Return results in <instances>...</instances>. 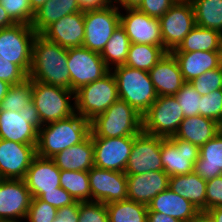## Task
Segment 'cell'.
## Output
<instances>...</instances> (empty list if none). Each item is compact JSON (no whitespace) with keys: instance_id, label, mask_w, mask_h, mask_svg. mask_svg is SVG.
<instances>
[{"instance_id":"cell-1","label":"cell","mask_w":222,"mask_h":222,"mask_svg":"<svg viewBox=\"0 0 222 222\" xmlns=\"http://www.w3.org/2000/svg\"><path fill=\"white\" fill-rule=\"evenodd\" d=\"M28 77L32 81L70 90L67 48L37 34L32 46V62Z\"/></svg>"},{"instance_id":"cell-2","label":"cell","mask_w":222,"mask_h":222,"mask_svg":"<svg viewBox=\"0 0 222 222\" xmlns=\"http://www.w3.org/2000/svg\"><path fill=\"white\" fill-rule=\"evenodd\" d=\"M90 132V121L78 113L45 124L38 130L36 153L44 158H52L62 150L80 144Z\"/></svg>"},{"instance_id":"cell-3","label":"cell","mask_w":222,"mask_h":222,"mask_svg":"<svg viewBox=\"0 0 222 222\" xmlns=\"http://www.w3.org/2000/svg\"><path fill=\"white\" fill-rule=\"evenodd\" d=\"M119 99L132 106L141 116L157 100V93L148 71L119 65L111 69Z\"/></svg>"},{"instance_id":"cell-4","label":"cell","mask_w":222,"mask_h":222,"mask_svg":"<svg viewBox=\"0 0 222 222\" xmlns=\"http://www.w3.org/2000/svg\"><path fill=\"white\" fill-rule=\"evenodd\" d=\"M90 131L92 138L135 136L142 131V116L124 100L118 99L90 121Z\"/></svg>"},{"instance_id":"cell-5","label":"cell","mask_w":222,"mask_h":222,"mask_svg":"<svg viewBox=\"0 0 222 222\" xmlns=\"http://www.w3.org/2000/svg\"><path fill=\"white\" fill-rule=\"evenodd\" d=\"M32 101L42 125L76 113L75 92L69 89L32 81Z\"/></svg>"},{"instance_id":"cell-6","label":"cell","mask_w":222,"mask_h":222,"mask_svg":"<svg viewBox=\"0 0 222 222\" xmlns=\"http://www.w3.org/2000/svg\"><path fill=\"white\" fill-rule=\"evenodd\" d=\"M118 99L116 79L110 70L102 78L75 91V110L80 116L91 121Z\"/></svg>"},{"instance_id":"cell-7","label":"cell","mask_w":222,"mask_h":222,"mask_svg":"<svg viewBox=\"0 0 222 222\" xmlns=\"http://www.w3.org/2000/svg\"><path fill=\"white\" fill-rule=\"evenodd\" d=\"M184 118L183 110L174 96H158L142 115V131L168 139L176 134Z\"/></svg>"},{"instance_id":"cell-8","label":"cell","mask_w":222,"mask_h":222,"mask_svg":"<svg viewBox=\"0 0 222 222\" xmlns=\"http://www.w3.org/2000/svg\"><path fill=\"white\" fill-rule=\"evenodd\" d=\"M119 25L120 9L115 4L104 8L85 9L82 47L101 54Z\"/></svg>"},{"instance_id":"cell-9","label":"cell","mask_w":222,"mask_h":222,"mask_svg":"<svg viewBox=\"0 0 222 222\" xmlns=\"http://www.w3.org/2000/svg\"><path fill=\"white\" fill-rule=\"evenodd\" d=\"M42 126L33 101L19 112L0 109V139L37 145Z\"/></svg>"},{"instance_id":"cell-10","label":"cell","mask_w":222,"mask_h":222,"mask_svg":"<svg viewBox=\"0 0 222 222\" xmlns=\"http://www.w3.org/2000/svg\"><path fill=\"white\" fill-rule=\"evenodd\" d=\"M37 33L26 24L0 29V56L18 65L27 75L32 62V46Z\"/></svg>"},{"instance_id":"cell-11","label":"cell","mask_w":222,"mask_h":222,"mask_svg":"<svg viewBox=\"0 0 222 222\" xmlns=\"http://www.w3.org/2000/svg\"><path fill=\"white\" fill-rule=\"evenodd\" d=\"M67 66L70 90L73 92L102 78L110 71L99 53L84 47L67 49Z\"/></svg>"},{"instance_id":"cell-12","label":"cell","mask_w":222,"mask_h":222,"mask_svg":"<svg viewBox=\"0 0 222 222\" xmlns=\"http://www.w3.org/2000/svg\"><path fill=\"white\" fill-rule=\"evenodd\" d=\"M161 38L164 50L171 52L183 41L195 27V16L189 0H177L174 5L159 18Z\"/></svg>"},{"instance_id":"cell-13","label":"cell","mask_w":222,"mask_h":222,"mask_svg":"<svg viewBox=\"0 0 222 222\" xmlns=\"http://www.w3.org/2000/svg\"><path fill=\"white\" fill-rule=\"evenodd\" d=\"M163 170L161 162V137L143 131L135 135L124 173L126 175H135Z\"/></svg>"},{"instance_id":"cell-14","label":"cell","mask_w":222,"mask_h":222,"mask_svg":"<svg viewBox=\"0 0 222 222\" xmlns=\"http://www.w3.org/2000/svg\"><path fill=\"white\" fill-rule=\"evenodd\" d=\"M200 155L199 147L191 142L172 136L161 137V162L169 176L194 172V164Z\"/></svg>"},{"instance_id":"cell-15","label":"cell","mask_w":222,"mask_h":222,"mask_svg":"<svg viewBox=\"0 0 222 222\" xmlns=\"http://www.w3.org/2000/svg\"><path fill=\"white\" fill-rule=\"evenodd\" d=\"M88 176L91 201L106 205L127 199V176L124 172L93 166Z\"/></svg>"},{"instance_id":"cell-16","label":"cell","mask_w":222,"mask_h":222,"mask_svg":"<svg viewBox=\"0 0 222 222\" xmlns=\"http://www.w3.org/2000/svg\"><path fill=\"white\" fill-rule=\"evenodd\" d=\"M135 136L116 138H92L94 145V166L124 172L127 166Z\"/></svg>"},{"instance_id":"cell-17","label":"cell","mask_w":222,"mask_h":222,"mask_svg":"<svg viewBox=\"0 0 222 222\" xmlns=\"http://www.w3.org/2000/svg\"><path fill=\"white\" fill-rule=\"evenodd\" d=\"M120 25L131 43L161 46L164 49L158 18L150 17L137 8L125 9L120 10Z\"/></svg>"},{"instance_id":"cell-18","label":"cell","mask_w":222,"mask_h":222,"mask_svg":"<svg viewBox=\"0 0 222 222\" xmlns=\"http://www.w3.org/2000/svg\"><path fill=\"white\" fill-rule=\"evenodd\" d=\"M32 196L23 179L0 183V220H25Z\"/></svg>"},{"instance_id":"cell-19","label":"cell","mask_w":222,"mask_h":222,"mask_svg":"<svg viewBox=\"0 0 222 222\" xmlns=\"http://www.w3.org/2000/svg\"><path fill=\"white\" fill-rule=\"evenodd\" d=\"M36 155V145L0 139V173L4 179H24Z\"/></svg>"},{"instance_id":"cell-20","label":"cell","mask_w":222,"mask_h":222,"mask_svg":"<svg viewBox=\"0 0 222 222\" xmlns=\"http://www.w3.org/2000/svg\"><path fill=\"white\" fill-rule=\"evenodd\" d=\"M60 172L52 158L36 155L23 179L32 198L56 191L60 187Z\"/></svg>"},{"instance_id":"cell-21","label":"cell","mask_w":222,"mask_h":222,"mask_svg":"<svg viewBox=\"0 0 222 222\" xmlns=\"http://www.w3.org/2000/svg\"><path fill=\"white\" fill-rule=\"evenodd\" d=\"M41 35L67 49L82 47L85 35L84 10L60 18L49 25Z\"/></svg>"},{"instance_id":"cell-22","label":"cell","mask_w":222,"mask_h":222,"mask_svg":"<svg viewBox=\"0 0 222 222\" xmlns=\"http://www.w3.org/2000/svg\"><path fill=\"white\" fill-rule=\"evenodd\" d=\"M127 176V199L148 205L169 186V175L164 171H150Z\"/></svg>"},{"instance_id":"cell-23","label":"cell","mask_w":222,"mask_h":222,"mask_svg":"<svg viewBox=\"0 0 222 222\" xmlns=\"http://www.w3.org/2000/svg\"><path fill=\"white\" fill-rule=\"evenodd\" d=\"M158 96H174L185 83L178 62L171 52L166 54L149 71Z\"/></svg>"},{"instance_id":"cell-24","label":"cell","mask_w":222,"mask_h":222,"mask_svg":"<svg viewBox=\"0 0 222 222\" xmlns=\"http://www.w3.org/2000/svg\"><path fill=\"white\" fill-rule=\"evenodd\" d=\"M148 211L160 212L181 222H188L199 210L187 199H184L169 188L159 193L147 205Z\"/></svg>"},{"instance_id":"cell-25","label":"cell","mask_w":222,"mask_h":222,"mask_svg":"<svg viewBox=\"0 0 222 222\" xmlns=\"http://www.w3.org/2000/svg\"><path fill=\"white\" fill-rule=\"evenodd\" d=\"M52 159L60 170L89 171L94 166V145L91 134L80 144L62 150Z\"/></svg>"},{"instance_id":"cell-26","label":"cell","mask_w":222,"mask_h":222,"mask_svg":"<svg viewBox=\"0 0 222 222\" xmlns=\"http://www.w3.org/2000/svg\"><path fill=\"white\" fill-rule=\"evenodd\" d=\"M171 53L178 62L185 82H190L206 71L218 68V51Z\"/></svg>"},{"instance_id":"cell-27","label":"cell","mask_w":222,"mask_h":222,"mask_svg":"<svg viewBox=\"0 0 222 222\" xmlns=\"http://www.w3.org/2000/svg\"><path fill=\"white\" fill-rule=\"evenodd\" d=\"M207 181L195 172L169 177L168 188L189 200L199 211H206Z\"/></svg>"},{"instance_id":"cell-28","label":"cell","mask_w":222,"mask_h":222,"mask_svg":"<svg viewBox=\"0 0 222 222\" xmlns=\"http://www.w3.org/2000/svg\"><path fill=\"white\" fill-rule=\"evenodd\" d=\"M217 132V122L201 115L186 117L174 135L184 141L191 142L199 148L211 140Z\"/></svg>"},{"instance_id":"cell-29","label":"cell","mask_w":222,"mask_h":222,"mask_svg":"<svg viewBox=\"0 0 222 222\" xmlns=\"http://www.w3.org/2000/svg\"><path fill=\"white\" fill-rule=\"evenodd\" d=\"M200 155L194 164V172L204 180L222 175V135L216 134L200 148Z\"/></svg>"},{"instance_id":"cell-30","label":"cell","mask_w":222,"mask_h":222,"mask_svg":"<svg viewBox=\"0 0 222 222\" xmlns=\"http://www.w3.org/2000/svg\"><path fill=\"white\" fill-rule=\"evenodd\" d=\"M82 10L77 0H47L35 11L31 27L37 34H41L60 18Z\"/></svg>"},{"instance_id":"cell-31","label":"cell","mask_w":222,"mask_h":222,"mask_svg":"<svg viewBox=\"0 0 222 222\" xmlns=\"http://www.w3.org/2000/svg\"><path fill=\"white\" fill-rule=\"evenodd\" d=\"M221 46L222 33L195 25L171 52L219 51Z\"/></svg>"},{"instance_id":"cell-32","label":"cell","mask_w":222,"mask_h":222,"mask_svg":"<svg viewBox=\"0 0 222 222\" xmlns=\"http://www.w3.org/2000/svg\"><path fill=\"white\" fill-rule=\"evenodd\" d=\"M130 44L131 42L124 28L119 25L114 30L111 38L108 40L105 48L100 54L110 70L116 66L125 64Z\"/></svg>"},{"instance_id":"cell-33","label":"cell","mask_w":222,"mask_h":222,"mask_svg":"<svg viewBox=\"0 0 222 222\" xmlns=\"http://www.w3.org/2000/svg\"><path fill=\"white\" fill-rule=\"evenodd\" d=\"M196 25L222 33V0H189Z\"/></svg>"},{"instance_id":"cell-34","label":"cell","mask_w":222,"mask_h":222,"mask_svg":"<svg viewBox=\"0 0 222 222\" xmlns=\"http://www.w3.org/2000/svg\"><path fill=\"white\" fill-rule=\"evenodd\" d=\"M165 54L161 46L131 43L124 65L149 72Z\"/></svg>"},{"instance_id":"cell-35","label":"cell","mask_w":222,"mask_h":222,"mask_svg":"<svg viewBox=\"0 0 222 222\" xmlns=\"http://www.w3.org/2000/svg\"><path fill=\"white\" fill-rule=\"evenodd\" d=\"M109 222H147V205L125 199L106 204Z\"/></svg>"},{"instance_id":"cell-36","label":"cell","mask_w":222,"mask_h":222,"mask_svg":"<svg viewBox=\"0 0 222 222\" xmlns=\"http://www.w3.org/2000/svg\"><path fill=\"white\" fill-rule=\"evenodd\" d=\"M60 187L65 189L75 201H91V190L88 171L61 170Z\"/></svg>"},{"instance_id":"cell-37","label":"cell","mask_w":222,"mask_h":222,"mask_svg":"<svg viewBox=\"0 0 222 222\" xmlns=\"http://www.w3.org/2000/svg\"><path fill=\"white\" fill-rule=\"evenodd\" d=\"M32 102V80L28 77L19 84L10 85L2 99L0 109L19 112Z\"/></svg>"},{"instance_id":"cell-38","label":"cell","mask_w":222,"mask_h":222,"mask_svg":"<svg viewBox=\"0 0 222 222\" xmlns=\"http://www.w3.org/2000/svg\"><path fill=\"white\" fill-rule=\"evenodd\" d=\"M174 97L183 110L185 118L201 115V95L189 82H185Z\"/></svg>"},{"instance_id":"cell-39","label":"cell","mask_w":222,"mask_h":222,"mask_svg":"<svg viewBox=\"0 0 222 222\" xmlns=\"http://www.w3.org/2000/svg\"><path fill=\"white\" fill-rule=\"evenodd\" d=\"M0 4L16 24L31 25L35 12L29 0H0Z\"/></svg>"},{"instance_id":"cell-40","label":"cell","mask_w":222,"mask_h":222,"mask_svg":"<svg viewBox=\"0 0 222 222\" xmlns=\"http://www.w3.org/2000/svg\"><path fill=\"white\" fill-rule=\"evenodd\" d=\"M202 96L208 95L218 89H222V71L219 68L206 71L189 82Z\"/></svg>"},{"instance_id":"cell-41","label":"cell","mask_w":222,"mask_h":222,"mask_svg":"<svg viewBox=\"0 0 222 222\" xmlns=\"http://www.w3.org/2000/svg\"><path fill=\"white\" fill-rule=\"evenodd\" d=\"M58 210L49 203L33 197L26 216V222H53Z\"/></svg>"},{"instance_id":"cell-42","label":"cell","mask_w":222,"mask_h":222,"mask_svg":"<svg viewBox=\"0 0 222 222\" xmlns=\"http://www.w3.org/2000/svg\"><path fill=\"white\" fill-rule=\"evenodd\" d=\"M78 222H109L107 207L101 202H79Z\"/></svg>"},{"instance_id":"cell-43","label":"cell","mask_w":222,"mask_h":222,"mask_svg":"<svg viewBox=\"0 0 222 222\" xmlns=\"http://www.w3.org/2000/svg\"><path fill=\"white\" fill-rule=\"evenodd\" d=\"M201 116L215 120L222 116V89L201 96Z\"/></svg>"},{"instance_id":"cell-44","label":"cell","mask_w":222,"mask_h":222,"mask_svg":"<svg viewBox=\"0 0 222 222\" xmlns=\"http://www.w3.org/2000/svg\"><path fill=\"white\" fill-rule=\"evenodd\" d=\"M28 78V75L16 64L10 63L0 56V80L10 85L19 84Z\"/></svg>"},{"instance_id":"cell-45","label":"cell","mask_w":222,"mask_h":222,"mask_svg":"<svg viewBox=\"0 0 222 222\" xmlns=\"http://www.w3.org/2000/svg\"><path fill=\"white\" fill-rule=\"evenodd\" d=\"M177 0H142L138 10L153 18H161Z\"/></svg>"},{"instance_id":"cell-46","label":"cell","mask_w":222,"mask_h":222,"mask_svg":"<svg viewBox=\"0 0 222 222\" xmlns=\"http://www.w3.org/2000/svg\"><path fill=\"white\" fill-rule=\"evenodd\" d=\"M214 207H222V175L207 180L206 210Z\"/></svg>"},{"instance_id":"cell-47","label":"cell","mask_w":222,"mask_h":222,"mask_svg":"<svg viewBox=\"0 0 222 222\" xmlns=\"http://www.w3.org/2000/svg\"><path fill=\"white\" fill-rule=\"evenodd\" d=\"M39 199L54 206L57 210L75 202L73 197L62 187L56 188V191L43 193Z\"/></svg>"},{"instance_id":"cell-48","label":"cell","mask_w":222,"mask_h":222,"mask_svg":"<svg viewBox=\"0 0 222 222\" xmlns=\"http://www.w3.org/2000/svg\"><path fill=\"white\" fill-rule=\"evenodd\" d=\"M79 201L58 209L57 217L53 222H78Z\"/></svg>"},{"instance_id":"cell-49","label":"cell","mask_w":222,"mask_h":222,"mask_svg":"<svg viewBox=\"0 0 222 222\" xmlns=\"http://www.w3.org/2000/svg\"><path fill=\"white\" fill-rule=\"evenodd\" d=\"M79 5L83 10L94 9V8H104L108 7L113 3V0H77Z\"/></svg>"},{"instance_id":"cell-50","label":"cell","mask_w":222,"mask_h":222,"mask_svg":"<svg viewBox=\"0 0 222 222\" xmlns=\"http://www.w3.org/2000/svg\"><path fill=\"white\" fill-rule=\"evenodd\" d=\"M147 222H181L160 212L148 211Z\"/></svg>"},{"instance_id":"cell-51","label":"cell","mask_w":222,"mask_h":222,"mask_svg":"<svg viewBox=\"0 0 222 222\" xmlns=\"http://www.w3.org/2000/svg\"><path fill=\"white\" fill-rule=\"evenodd\" d=\"M142 0H113V3L120 9H135L138 8Z\"/></svg>"},{"instance_id":"cell-52","label":"cell","mask_w":222,"mask_h":222,"mask_svg":"<svg viewBox=\"0 0 222 222\" xmlns=\"http://www.w3.org/2000/svg\"><path fill=\"white\" fill-rule=\"evenodd\" d=\"M16 23L9 17L5 9L0 4V29L8 28Z\"/></svg>"},{"instance_id":"cell-53","label":"cell","mask_w":222,"mask_h":222,"mask_svg":"<svg viewBox=\"0 0 222 222\" xmlns=\"http://www.w3.org/2000/svg\"><path fill=\"white\" fill-rule=\"evenodd\" d=\"M213 222H222V207H214L206 210Z\"/></svg>"},{"instance_id":"cell-54","label":"cell","mask_w":222,"mask_h":222,"mask_svg":"<svg viewBox=\"0 0 222 222\" xmlns=\"http://www.w3.org/2000/svg\"><path fill=\"white\" fill-rule=\"evenodd\" d=\"M188 222H213V221L206 211H199Z\"/></svg>"},{"instance_id":"cell-55","label":"cell","mask_w":222,"mask_h":222,"mask_svg":"<svg viewBox=\"0 0 222 222\" xmlns=\"http://www.w3.org/2000/svg\"><path fill=\"white\" fill-rule=\"evenodd\" d=\"M9 87H10V84H8L5 81L0 80V104H1L2 99L6 96Z\"/></svg>"},{"instance_id":"cell-56","label":"cell","mask_w":222,"mask_h":222,"mask_svg":"<svg viewBox=\"0 0 222 222\" xmlns=\"http://www.w3.org/2000/svg\"><path fill=\"white\" fill-rule=\"evenodd\" d=\"M47 0H29L32 10L35 12L39 9Z\"/></svg>"},{"instance_id":"cell-57","label":"cell","mask_w":222,"mask_h":222,"mask_svg":"<svg viewBox=\"0 0 222 222\" xmlns=\"http://www.w3.org/2000/svg\"><path fill=\"white\" fill-rule=\"evenodd\" d=\"M218 68L222 71V46L218 51Z\"/></svg>"},{"instance_id":"cell-58","label":"cell","mask_w":222,"mask_h":222,"mask_svg":"<svg viewBox=\"0 0 222 222\" xmlns=\"http://www.w3.org/2000/svg\"><path fill=\"white\" fill-rule=\"evenodd\" d=\"M217 132L222 135V116L217 121Z\"/></svg>"},{"instance_id":"cell-59","label":"cell","mask_w":222,"mask_h":222,"mask_svg":"<svg viewBox=\"0 0 222 222\" xmlns=\"http://www.w3.org/2000/svg\"><path fill=\"white\" fill-rule=\"evenodd\" d=\"M26 222L25 220H0V222Z\"/></svg>"},{"instance_id":"cell-60","label":"cell","mask_w":222,"mask_h":222,"mask_svg":"<svg viewBox=\"0 0 222 222\" xmlns=\"http://www.w3.org/2000/svg\"><path fill=\"white\" fill-rule=\"evenodd\" d=\"M4 180L2 174L0 173V183H2V181Z\"/></svg>"}]
</instances>
